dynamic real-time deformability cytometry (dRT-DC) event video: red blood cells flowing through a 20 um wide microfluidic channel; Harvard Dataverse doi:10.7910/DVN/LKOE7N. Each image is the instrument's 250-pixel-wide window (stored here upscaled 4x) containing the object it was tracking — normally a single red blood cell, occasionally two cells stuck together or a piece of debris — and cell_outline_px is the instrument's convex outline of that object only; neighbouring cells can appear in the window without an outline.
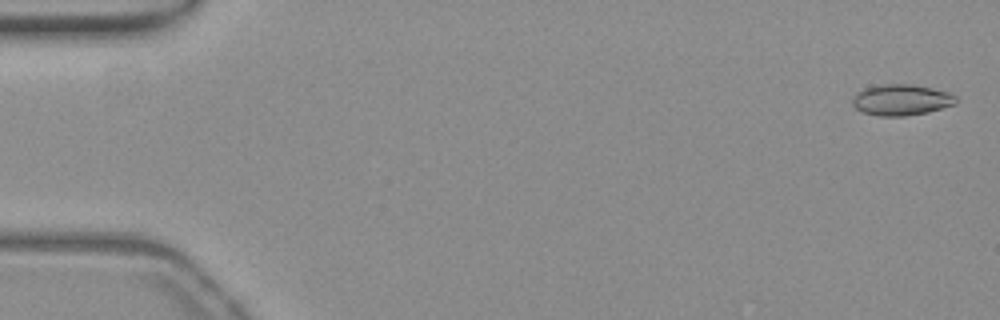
{"species": "common noctule bat (a hibernating species)", "species_latin": "Nyctalus noctula", "temperature_condition": "warm", "stored_images_in_passage": 27, "camera_frame_rate_fps": 3000, "um_per_image_px": 0.085, "animal": {"sex": "female", "body_mass_g": 19.3, "forearm_length_mm": 54.1}, "frame": {"image": 1, "passage_image": 2, "time_ms": 0.333, "image_size_px": [1000, 320], "cell_outline_px": [[956, 104], [928, 112], [904, 116], [880, 116], [860, 112], [852, 104], [852, 100], [856, 92], [864, 88], [880, 84], [912, 84], [932, 88], [948, 92], [956, 96]], "centroid_in_image_um": [76.59, 8.49], "position_along_channel_um": 8.4, "area_um2": 18.84}}
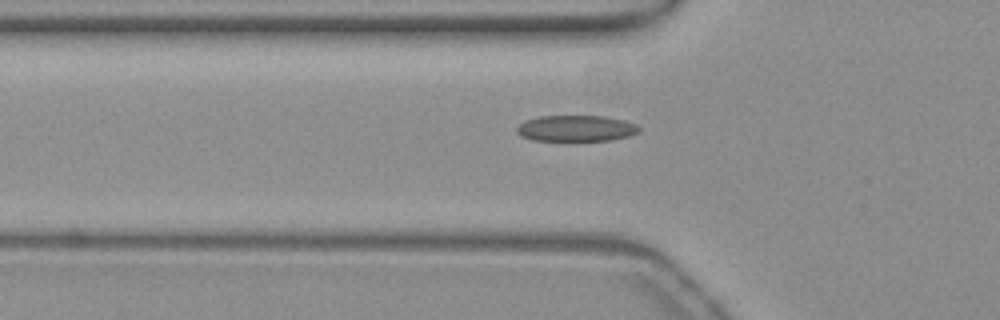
{"frame": {"image": 2, "passage_image": 19, "time_ms": 6.0, "image_size_px": [1000, 320], "cell_outline_px": [[640, 132], [628, 136], [612, 140], [572, 144], [568, 144], [532, 140], [520, 136], [516, 132], [516, 128], [524, 120], [540, 116], [604, 116], [624, 120], [636, 124], [640, 128]], "centroid_in_image_um": [48.93, 10.97], "position_along_channel_um": 76.9, "area_um2": 19.83}}
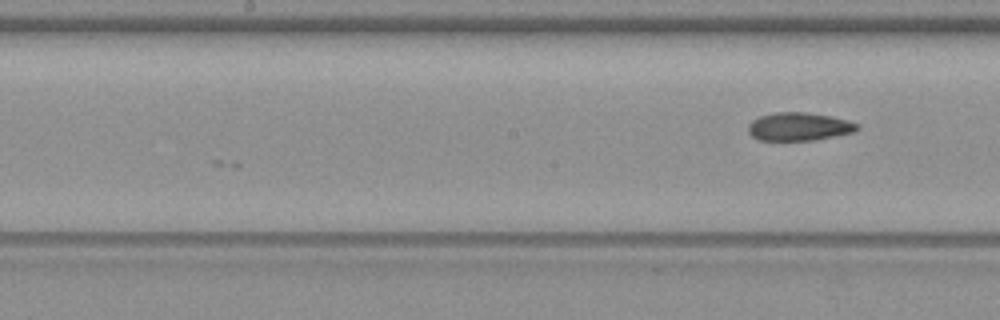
{"frame": {"image": 3, "passage_image": 27, "time_ms": 8.667, "image_size_px": [1000, 320], "cell_outline_px": [[860, 128], [856, 132], [816, 140], [756, 140], [748, 132], [748, 124], [752, 120], [760, 116], [772, 112], [804, 112], [832, 116], [848, 120], [860, 124]], "centroid_in_image_um": [67.94, 10.76], "position_along_channel_um": 180.3, "area_um2": 18.21}}